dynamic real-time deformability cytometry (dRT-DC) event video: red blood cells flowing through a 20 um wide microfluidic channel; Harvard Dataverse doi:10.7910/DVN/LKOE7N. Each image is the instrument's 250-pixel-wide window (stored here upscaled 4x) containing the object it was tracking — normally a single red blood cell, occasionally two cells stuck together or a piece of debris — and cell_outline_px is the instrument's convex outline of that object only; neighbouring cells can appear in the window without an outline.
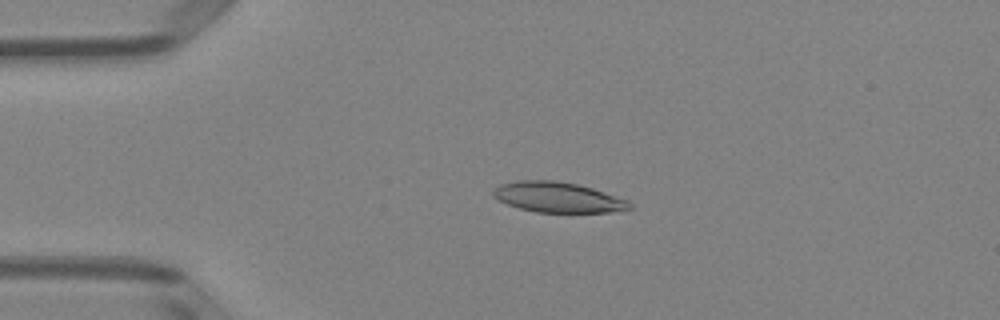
{"species": "Egyptian fruit bat (a non-hibernating species)", "species_latin": "Rousettus aegyptiacus", "temperature_condition": "room temperature", "stored_images_in_passage": 49, "camera_frame_rate_fps": 3000, "um_per_image_px": 0.085, "animal": {"sex": "female"}, "frame": {"image": 1, "passage_image": 10, "time_ms": 3.0, "image_size_px": [1000, 320], "cell_outline_px": [[632, 208], [608, 212], [536, 212], [520, 208], [508, 204], [492, 196], [492, 192], [500, 184], [516, 180], [552, 180], [576, 184], [592, 188], [628, 200], [632, 204]], "centroid_in_image_um": [47.41, 16.76], "position_along_channel_um": 37.6, "area_um2": 23.87}}
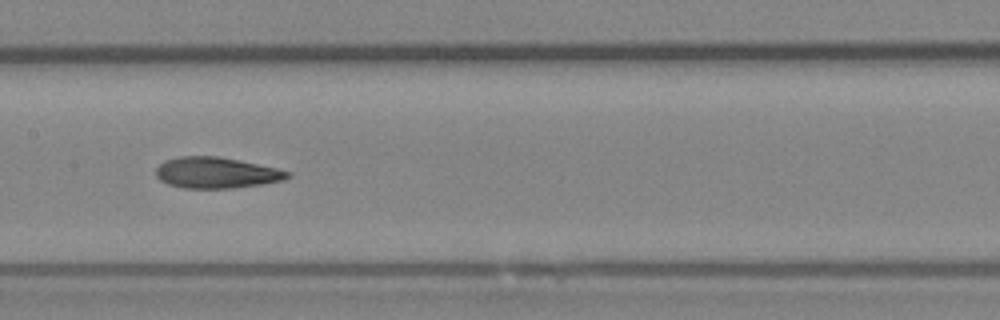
{"frame": {"image": 2, "passage_image": 24, "time_ms": 7.667, "image_size_px": [1000, 320], "cell_outline_px": [[292, 176], [284, 180], [260, 184], [232, 188], [184, 188], [168, 184], [160, 180], [156, 176], [156, 168], [164, 160], [180, 156], [216, 156], [240, 160], [276, 168], [292, 172]], "centroid_in_image_um": [18.39, 14.68], "position_along_channel_um": 189.0, "area_um2": 23.81}}
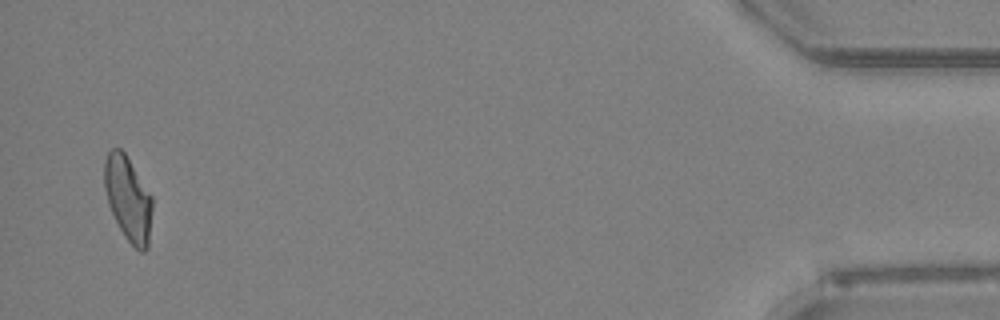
{"frame": {"image": 3, "passage_image": 48, "time_ms": 15.667, "image_size_px": [1000, 320], "cell_outline_px": [[152, 208], [148, 248], [144, 252], [140, 252], [124, 236], [108, 204], [104, 188], [104, 160], [108, 152], [112, 148], [120, 148], [124, 152], [152, 196]], "centroid_in_image_um": [10.88, 16.88], "position_along_channel_um": 424.3, "area_um2": 23.47}, "authors_computed_cell_mechanics": {"area_um2": 24.2182, "velocity_mm_per_s": 3.9899, "shape_relaxation_time_tau1_ms": 7.2337, "shape_relaxation_time_tau2_ms": 2.5038, "deformation_change_tau1": 0.1963, "deformation_change_tau2": 0.1081}}